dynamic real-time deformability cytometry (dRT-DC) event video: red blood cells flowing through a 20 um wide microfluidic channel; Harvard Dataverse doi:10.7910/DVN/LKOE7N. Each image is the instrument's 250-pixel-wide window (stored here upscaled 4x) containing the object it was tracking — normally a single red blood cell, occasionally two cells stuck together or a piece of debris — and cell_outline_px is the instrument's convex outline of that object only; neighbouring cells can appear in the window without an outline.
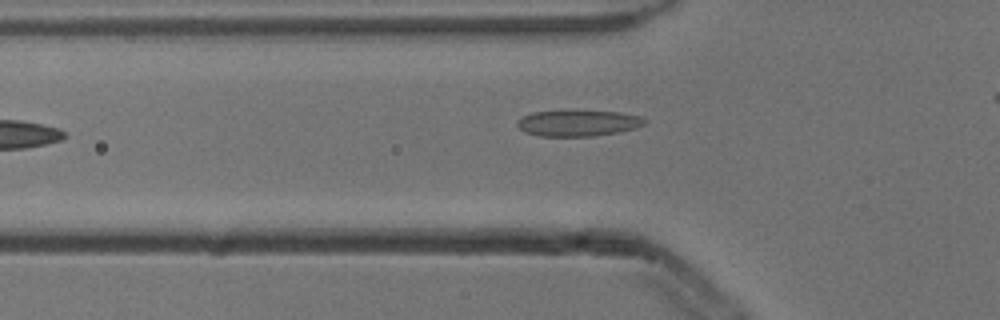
{"species": "common noctule bat (a hibernating species)", "species_latin": "Nyctalus noctula", "temperature_condition": "cold", "stored_images_in_passage": 8, "camera_frame_rate_fps": 3000, "um_per_image_px": 0.085, "animal": {"sex": "male", "body_mass_g": 13.3}, "frame": {"image": 1, "passage_image": 6, "time_ms": 1.667, "image_size_px": [1000, 320], "cell_outline_px": [[648, 120], [644, 124], [636, 128], [620, 132], [592, 136], [540, 136], [524, 132], [516, 124], [516, 120], [532, 112], [620, 112], [640, 116]], "centroid_in_image_um": [49.15, 10.49], "position_along_channel_um": 76.6, "area_um2": 19.02}}